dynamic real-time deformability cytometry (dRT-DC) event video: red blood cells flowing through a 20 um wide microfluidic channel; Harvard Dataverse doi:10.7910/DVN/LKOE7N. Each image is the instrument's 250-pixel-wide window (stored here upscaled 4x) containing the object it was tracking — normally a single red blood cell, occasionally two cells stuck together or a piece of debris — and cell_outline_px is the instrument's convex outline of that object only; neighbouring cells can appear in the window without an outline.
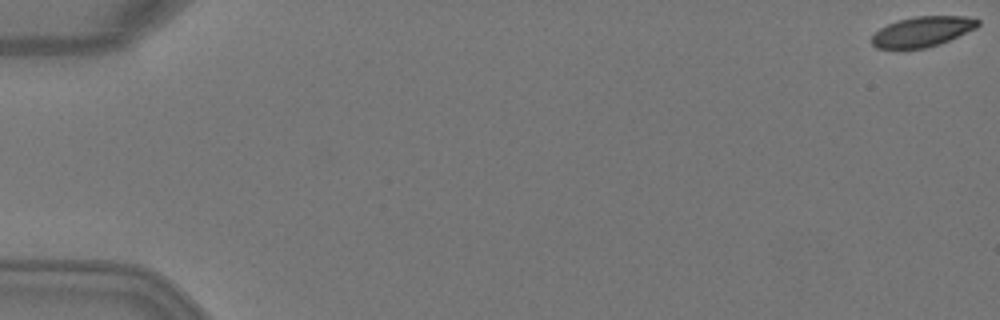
{"species": "Egyptian fruit bat (a non-hibernating species)", "species_latin": "Rousettus aegyptiacus", "temperature_condition": "warm", "stored_images_in_passage": 3, "camera_frame_rate_fps": 3000, "um_per_image_px": 0.085, "animal": {"sex": "female"}, "frame": {"image": 1, "passage_image": 1, "time_ms": 0.0, "image_size_px": [1000, 320], "cell_outline_px": [[980, 24], [976, 28], [940, 44], [924, 48], [876, 48], [872, 44], [872, 36], [880, 28], [888, 24], [900, 20], [916, 16], [964, 16], [980, 20]], "centroid_in_image_um": [78.42, 2.68], "position_along_channel_um": 6.6, "area_um2": 18.44}}